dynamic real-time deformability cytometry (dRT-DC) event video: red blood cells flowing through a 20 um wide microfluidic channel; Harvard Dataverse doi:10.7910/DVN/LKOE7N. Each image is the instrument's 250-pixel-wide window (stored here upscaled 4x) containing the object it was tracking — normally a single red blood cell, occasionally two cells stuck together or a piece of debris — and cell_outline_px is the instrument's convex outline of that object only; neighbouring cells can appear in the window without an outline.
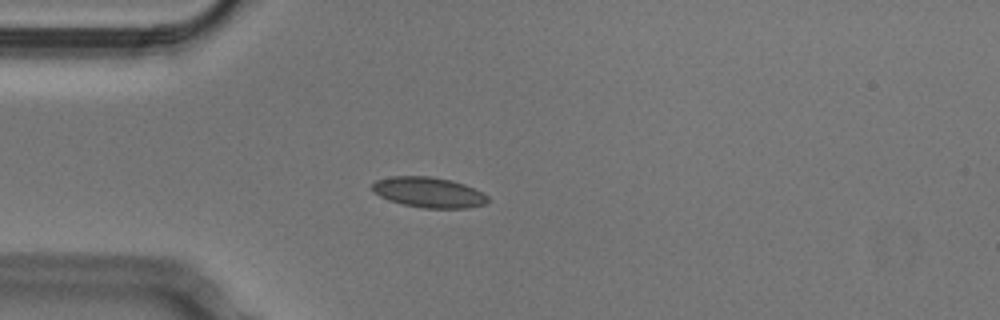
{"species": "Egyptian fruit bat (a non-hibernating species)", "species_latin": "Rousettus aegyptiacus", "temperature_condition": "cold", "stored_images_in_passage": 42, "camera_frame_rate_fps": 3000, "um_per_image_px": 0.085, "animal": {"sex": "male"}, "frame": {"image": 1, "passage_image": 10, "time_ms": 3.0, "image_size_px": [1000, 320], "cell_outline_px": [[488, 204], [468, 208], [424, 208], [404, 204], [388, 200], [372, 192], [372, 184], [376, 180], [392, 176], [432, 176], [452, 180], [464, 184], [488, 196]], "centroid_in_image_um": [36.43, 16.35], "position_along_channel_um": 48.6, "area_um2": 20.52}}
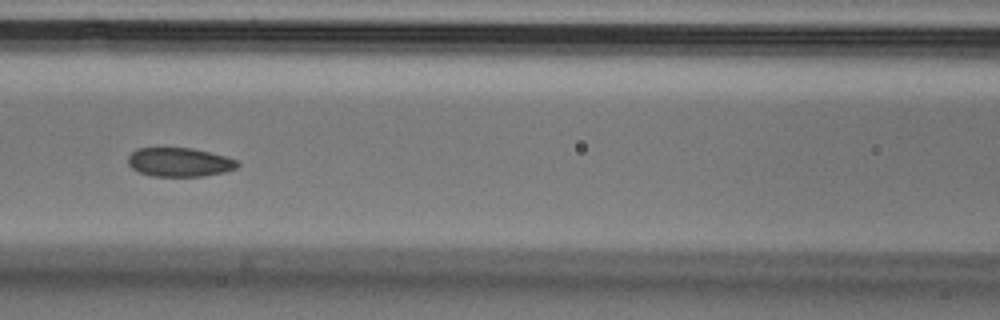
{"frame": {"image": 2, "passage_image": 19, "time_ms": 6.0, "image_size_px": [1000, 320], "cell_outline_px": [[240, 164], [236, 168], [224, 172], [204, 176], [152, 176], [140, 172], [132, 168], [128, 164], [128, 156], [136, 148], [192, 148], [224, 156], [236, 160]], "centroid_in_image_um": [15.24, 13.78], "position_along_channel_um": 151.4, "area_um2": 18.32}}
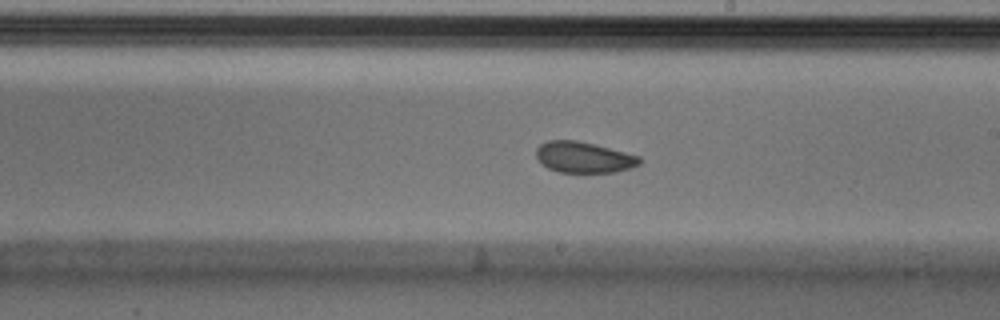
{"frame": {"image": 3, "passage_image": 26, "time_ms": 8.333, "image_size_px": [1000, 320], "cell_outline_px": [[644, 160], [640, 164], [616, 172], [560, 172], [548, 168], [536, 156], [536, 148], [540, 144], [548, 140], [576, 140], [640, 156]], "centroid_in_image_um": [49.63, 13.37], "position_along_channel_um": 239.4, "area_um2": 18.44}, "authors_computed_cell_mechanics": {"area_um2": 19.5653, "velocity_mm_per_s": 3.7769, "shape_relaxation_time_tau1_ms": 8.8053, "shape_relaxation_time_tau2_ms": 2.2226, "deformation_change_tau1": 0.1304, "deformation_change_tau2": 0.06}}